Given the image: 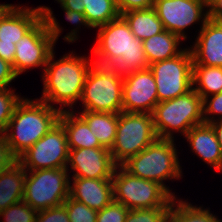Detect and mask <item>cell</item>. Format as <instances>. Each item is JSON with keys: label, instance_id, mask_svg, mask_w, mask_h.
<instances>
[{"label": "cell", "instance_id": "obj_1", "mask_svg": "<svg viewBox=\"0 0 222 222\" xmlns=\"http://www.w3.org/2000/svg\"><path fill=\"white\" fill-rule=\"evenodd\" d=\"M98 29V40L93 48L98 60L93 61L94 64L113 67L122 75L149 68L143 41L135 37L121 15Z\"/></svg>", "mask_w": 222, "mask_h": 222}, {"label": "cell", "instance_id": "obj_2", "mask_svg": "<svg viewBox=\"0 0 222 222\" xmlns=\"http://www.w3.org/2000/svg\"><path fill=\"white\" fill-rule=\"evenodd\" d=\"M64 109L54 108L41 100L23 99L16 105L4 138L11 153L18 158L59 122ZM12 128L13 131L9 132ZM15 129V131H14Z\"/></svg>", "mask_w": 222, "mask_h": 222}, {"label": "cell", "instance_id": "obj_3", "mask_svg": "<svg viewBox=\"0 0 222 222\" xmlns=\"http://www.w3.org/2000/svg\"><path fill=\"white\" fill-rule=\"evenodd\" d=\"M53 54H50L44 68V90L40 100L48 105L49 102H56L61 108L62 104L72 108L75 101L81 99L87 74L94 63L72 53L53 62Z\"/></svg>", "mask_w": 222, "mask_h": 222}, {"label": "cell", "instance_id": "obj_4", "mask_svg": "<svg viewBox=\"0 0 222 222\" xmlns=\"http://www.w3.org/2000/svg\"><path fill=\"white\" fill-rule=\"evenodd\" d=\"M42 18L15 44L13 70L18 76L28 68L46 67L53 46L61 33L58 22L48 7H39Z\"/></svg>", "mask_w": 222, "mask_h": 222}, {"label": "cell", "instance_id": "obj_5", "mask_svg": "<svg viewBox=\"0 0 222 222\" xmlns=\"http://www.w3.org/2000/svg\"><path fill=\"white\" fill-rule=\"evenodd\" d=\"M173 139L157 138L137 155L129 157L121 166L130 174L161 184L174 198L163 180L181 177V169Z\"/></svg>", "mask_w": 222, "mask_h": 222}, {"label": "cell", "instance_id": "obj_6", "mask_svg": "<svg viewBox=\"0 0 222 222\" xmlns=\"http://www.w3.org/2000/svg\"><path fill=\"white\" fill-rule=\"evenodd\" d=\"M155 133L161 139H173L170 129L183 135L193 127L204 123L203 99L194 90L168 101L158 103L153 112Z\"/></svg>", "mask_w": 222, "mask_h": 222}, {"label": "cell", "instance_id": "obj_7", "mask_svg": "<svg viewBox=\"0 0 222 222\" xmlns=\"http://www.w3.org/2000/svg\"><path fill=\"white\" fill-rule=\"evenodd\" d=\"M123 75L113 67L93 64L87 74L81 101L84 110L115 113L122 107Z\"/></svg>", "mask_w": 222, "mask_h": 222}, {"label": "cell", "instance_id": "obj_8", "mask_svg": "<svg viewBox=\"0 0 222 222\" xmlns=\"http://www.w3.org/2000/svg\"><path fill=\"white\" fill-rule=\"evenodd\" d=\"M119 167L120 172L116 170ZM119 167L116 166L111 178L114 201L123 204L129 210L170 207L176 199L161 184L136 177L121 165Z\"/></svg>", "mask_w": 222, "mask_h": 222}, {"label": "cell", "instance_id": "obj_9", "mask_svg": "<svg viewBox=\"0 0 222 222\" xmlns=\"http://www.w3.org/2000/svg\"><path fill=\"white\" fill-rule=\"evenodd\" d=\"M157 138L152 114L122 111L118 114L116 138L110 149L113 161L121 165Z\"/></svg>", "mask_w": 222, "mask_h": 222}, {"label": "cell", "instance_id": "obj_10", "mask_svg": "<svg viewBox=\"0 0 222 222\" xmlns=\"http://www.w3.org/2000/svg\"><path fill=\"white\" fill-rule=\"evenodd\" d=\"M23 201L36 211L63 205L69 197L68 168L29 170Z\"/></svg>", "mask_w": 222, "mask_h": 222}, {"label": "cell", "instance_id": "obj_11", "mask_svg": "<svg viewBox=\"0 0 222 222\" xmlns=\"http://www.w3.org/2000/svg\"><path fill=\"white\" fill-rule=\"evenodd\" d=\"M149 69L156 81L158 103L193 89V57L190 49H183L175 57L150 64Z\"/></svg>", "mask_w": 222, "mask_h": 222}, {"label": "cell", "instance_id": "obj_12", "mask_svg": "<svg viewBox=\"0 0 222 222\" xmlns=\"http://www.w3.org/2000/svg\"><path fill=\"white\" fill-rule=\"evenodd\" d=\"M69 148L63 125L58 122L41 139L34 143L17 161L28 171L67 168Z\"/></svg>", "mask_w": 222, "mask_h": 222}, {"label": "cell", "instance_id": "obj_13", "mask_svg": "<svg viewBox=\"0 0 222 222\" xmlns=\"http://www.w3.org/2000/svg\"><path fill=\"white\" fill-rule=\"evenodd\" d=\"M157 104L156 81L149 68L123 75V112L152 114Z\"/></svg>", "mask_w": 222, "mask_h": 222}, {"label": "cell", "instance_id": "obj_14", "mask_svg": "<svg viewBox=\"0 0 222 222\" xmlns=\"http://www.w3.org/2000/svg\"><path fill=\"white\" fill-rule=\"evenodd\" d=\"M204 7H208L207 0H157L153 8L165 30L185 39L182 32L185 28L199 21L202 15L208 17V11L202 14Z\"/></svg>", "mask_w": 222, "mask_h": 222}, {"label": "cell", "instance_id": "obj_15", "mask_svg": "<svg viewBox=\"0 0 222 222\" xmlns=\"http://www.w3.org/2000/svg\"><path fill=\"white\" fill-rule=\"evenodd\" d=\"M69 163L73 177L88 179H111L117 166L106 147L69 149Z\"/></svg>", "mask_w": 222, "mask_h": 222}, {"label": "cell", "instance_id": "obj_16", "mask_svg": "<svg viewBox=\"0 0 222 222\" xmlns=\"http://www.w3.org/2000/svg\"><path fill=\"white\" fill-rule=\"evenodd\" d=\"M191 53L193 64L222 67V22L204 17Z\"/></svg>", "mask_w": 222, "mask_h": 222}, {"label": "cell", "instance_id": "obj_17", "mask_svg": "<svg viewBox=\"0 0 222 222\" xmlns=\"http://www.w3.org/2000/svg\"><path fill=\"white\" fill-rule=\"evenodd\" d=\"M42 10L8 5L0 13V43L16 44L40 19Z\"/></svg>", "mask_w": 222, "mask_h": 222}, {"label": "cell", "instance_id": "obj_18", "mask_svg": "<svg viewBox=\"0 0 222 222\" xmlns=\"http://www.w3.org/2000/svg\"><path fill=\"white\" fill-rule=\"evenodd\" d=\"M69 196L89 208L100 211L114 200L112 179L73 177Z\"/></svg>", "mask_w": 222, "mask_h": 222}, {"label": "cell", "instance_id": "obj_19", "mask_svg": "<svg viewBox=\"0 0 222 222\" xmlns=\"http://www.w3.org/2000/svg\"><path fill=\"white\" fill-rule=\"evenodd\" d=\"M191 148L203 161L222 171V151L215 130L208 123L193 126L186 134Z\"/></svg>", "mask_w": 222, "mask_h": 222}, {"label": "cell", "instance_id": "obj_20", "mask_svg": "<svg viewBox=\"0 0 222 222\" xmlns=\"http://www.w3.org/2000/svg\"><path fill=\"white\" fill-rule=\"evenodd\" d=\"M59 122L63 125L69 149L100 148L103 147L98 139L92 134L85 120L69 110H62Z\"/></svg>", "mask_w": 222, "mask_h": 222}, {"label": "cell", "instance_id": "obj_21", "mask_svg": "<svg viewBox=\"0 0 222 222\" xmlns=\"http://www.w3.org/2000/svg\"><path fill=\"white\" fill-rule=\"evenodd\" d=\"M26 169L16 161L0 173V211L23 201Z\"/></svg>", "mask_w": 222, "mask_h": 222}, {"label": "cell", "instance_id": "obj_22", "mask_svg": "<svg viewBox=\"0 0 222 222\" xmlns=\"http://www.w3.org/2000/svg\"><path fill=\"white\" fill-rule=\"evenodd\" d=\"M121 16L129 24L135 37L142 41L165 30L153 7L128 11L122 13Z\"/></svg>", "mask_w": 222, "mask_h": 222}, {"label": "cell", "instance_id": "obj_23", "mask_svg": "<svg viewBox=\"0 0 222 222\" xmlns=\"http://www.w3.org/2000/svg\"><path fill=\"white\" fill-rule=\"evenodd\" d=\"M80 116L85 120L99 143L110 150L116 138L118 114L83 110Z\"/></svg>", "mask_w": 222, "mask_h": 222}, {"label": "cell", "instance_id": "obj_24", "mask_svg": "<svg viewBox=\"0 0 222 222\" xmlns=\"http://www.w3.org/2000/svg\"><path fill=\"white\" fill-rule=\"evenodd\" d=\"M179 40V36L167 30L144 40L143 49L149 65L179 55L183 51L177 48Z\"/></svg>", "mask_w": 222, "mask_h": 222}, {"label": "cell", "instance_id": "obj_25", "mask_svg": "<svg viewBox=\"0 0 222 222\" xmlns=\"http://www.w3.org/2000/svg\"><path fill=\"white\" fill-rule=\"evenodd\" d=\"M193 89L202 99H208L210 94L222 92V67L193 64ZM209 94V95H208Z\"/></svg>", "mask_w": 222, "mask_h": 222}, {"label": "cell", "instance_id": "obj_26", "mask_svg": "<svg viewBox=\"0 0 222 222\" xmlns=\"http://www.w3.org/2000/svg\"><path fill=\"white\" fill-rule=\"evenodd\" d=\"M84 6V15L92 28H98L120 16L116 0H84Z\"/></svg>", "mask_w": 222, "mask_h": 222}, {"label": "cell", "instance_id": "obj_27", "mask_svg": "<svg viewBox=\"0 0 222 222\" xmlns=\"http://www.w3.org/2000/svg\"><path fill=\"white\" fill-rule=\"evenodd\" d=\"M172 201L166 222H220L209 210L201 207H194L190 203ZM174 206H177L175 209Z\"/></svg>", "mask_w": 222, "mask_h": 222}, {"label": "cell", "instance_id": "obj_28", "mask_svg": "<svg viewBox=\"0 0 222 222\" xmlns=\"http://www.w3.org/2000/svg\"><path fill=\"white\" fill-rule=\"evenodd\" d=\"M22 100L8 88L0 89V135L4 136L16 105ZM4 133V134H3Z\"/></svg>", "mask_w": 222, "mask_h": 222}, {"label": "cell", "instance_id": "obj_29", "mask_svg": "<svg viewBox=\"0 0 222 222\" xmlns=\"http://www.w3.org/2000/svg\"><path fill=\"white\" fill-rule=\"evenodd\" d=\"M38 211L32 209L26 202L20 201L0 211L4 222H35ZM3 222V221H2Z\"/></svg>", "mask_w": 222, "mask_h": 222}, {"label": "cell", "instance_id": "obj_30", "mask_svg": "<svg viewBox=\"0 0 222 222\" xmlns=\"http://www.w3.org/2000/svg\"><path fill=\"white\" fill-rule=\"evenodd\" d=\"M170 207L129 210L125 222H166Z\"/></svg>", "mask_w": 222, "mask_h": 222}, {"label": "cell", "instance_id": "obj_31", "mask_svg": "<svg viewBox=\"0 0 222 222\" xmlns=\"http://www.w3.org/2000/svg\"><path fill=\"white\" fill-rule=\"evenodd\" d=\"M63 205L67 209L70 222H96L97 211L89 208L82 202L72 199L69 196Z\"/></svg>", "mask_w": 222, "mask_h": 222}, {"label": "cell", "instance_id": "obj_32", "mask_svg": "<svg viewBox=\"0 0 222 222\" xmlns=\"http://www.w3.org/2000/svg\"><path fill=\"white\" fill-rule=\"evenodd\" d=\"M129 209L123 204L112 201L106 207L97 211L96 222H125Z\"/></svg>", "mask_w": 222, "mask_h": 222}, {"label": "cell", "instance_id": "obj_33", "mask_svg": "<svg viewBox=\"0 0 222 222\" xmlns=\"http://www.w3.org/2000/svg\"><path fill=\"white\" fill-rule=\"evenodd\" d=\"M35 222H70L64 205L38 211Z\"/></svg>", "mask_w": 222, "mask_h": 222}, {"label": "cell", "instance_id": "obj_34", "mask_svg": "<svg viewBox=\"0 0 222 222\" xmlns=\"http://www.w3.org/2000/svg\"><path fill=\"white\" fill-rule=\"evenodd\" d=\"M208 100L209 99H203V118L204 123L210 124L213 122V119L211 117H207V114H217L222 117V92L213 94V98L209 101V103Z\"/></svg>", "mask_w": 222, "mask_h": 222}, {"label": "cell", "instance_id": "obj_35", "mask_svg": "<svg viewBox=\"0 0 222 222\" xmlns=\"http://www.w3.org/2000/svg\"><path fill=\"white\" fill-rule=\"evenodd\" d=\"M119 14L139 9L154 7V0H116Z\"/></svg>", "mask_w": 222, "mask_h": 222}, {"label": "cell", "instance_id": "obj_36", "mask_svg": "<svg viewBox=\"0 0 222 222\" xmlns=\"http://www.w3.org/2000/svg\"><path fill=\"white\" fill-rule=\"evenodd\" d=\"M17 158L11 153L8 144L3 136H0V173L8 169Z\"/></svg>", "mask_w": 222, "mask_h": 222}, {"label": "cell", "instance_id": "obj_37", "mask_svg": "<svg viewBox=\"0 0 222 222\" xmlns=\"http://www.w3.org/2000/svg\"><path fill=\"white\" fill-rule=\"evenodd\" d=\"M16 77L12 64L0 58V89L7 88Z\"/></svg>", "mask_w": 222, "mask_h": 222}, {"label": "cell", "instance_id": "obj_38", "mask_svg": "<svg viewBox=\"0 0 222 222\" xmlns=\"http://www.w3.org/2000/svg\"><path fill=\"white\" fill-rule=\"evenodd\" d=\"M208 1V17L209 19L222 22V0H207Z\"/></svg>", "mask_w": 222, "mask_h": 222}, {"label": "cell", "instance_id": "obj_39", "mask_svg": "<svg viewBox=\"0 0 222 222\" xmlns=\"http://www.w3.org/2000/svg\"><path fill=\"white\" fill-rule=\"evenodd\" d=\"M15 57V44L0 43V58L12 64Z\"/></svg>", "mask_w": 222, "mask_h": 222}, {"label": "cell", "instance_id": "obj_40", "mask_svg": "<svg viewBox=\"0 0 222 222\" xmlns=\"http://www.w3.org/2000/svg\"><path fill=\"white\" fill-rule=\"evenodd\" d=\"M66 13V19L74 24L80 23L82 25L91 27L90 24L87 22V19L84 13H80L77 11H72L70 9L63 8Z\"/></svg>", "mask_w": 222, "mask_h": 222}, {"label": "cell", "instance_id": "obj_41", "mask_svg": "<svg viewBox=\"0 0 222 222\" xmlns=\"http://www.w3.org/2000/svg\"><path fill=\"white\" fill-rule=\"evenodd\" d=\"M62 8L84 13V0H58Z\"/></svg>", "mask_w": 222, "mask_h": 222}, {"label": "cell", "instance_id": "obj_42", "mask_svg": "<svg viewBox=\"0 0 222 222\" xmlns=\"http://www.w3.org/2000/svg\"><path fill=\"white\" fill-rule=\"evenodd\" d=\"M210 124L215 130V133H216V136H217V139L220 144L221 151H222V119H220L219 122L218 120L216 122V120L214 119L213 122Z\"/></svg>", "mask_w": 222, "mask_h": 222}, {"label": "cell", "instance_id": "obj_43", "mask_svg": "<svg viewBox=\"0 0 222 222\" xmlns=\"http://www.w3.org/2000/svg\"><path fill=\"white\" fill-rule=\"evenodd\" d=\"M9 4H0V13L8 6Z\"/></svg>", "mask_w": 222, "mask_h": 222}]
</instances>
